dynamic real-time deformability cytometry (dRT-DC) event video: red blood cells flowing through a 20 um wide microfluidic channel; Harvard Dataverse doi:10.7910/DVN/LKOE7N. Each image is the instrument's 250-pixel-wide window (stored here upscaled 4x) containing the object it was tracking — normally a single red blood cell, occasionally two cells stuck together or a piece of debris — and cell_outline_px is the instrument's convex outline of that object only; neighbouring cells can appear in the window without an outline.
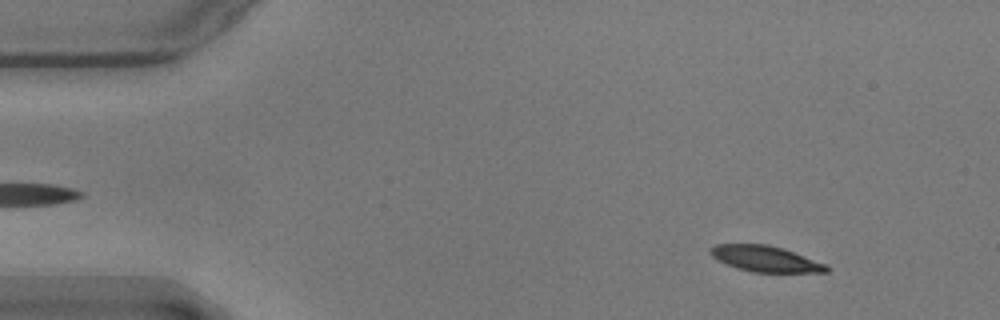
{"species": "common noctule bat (a hibernating species)", "species_latin": "Nyctalus noctula", "temperature_condition": "warm", "stored_images_in_passage": 14, "camera_frame_rate_fps": 3000, "um_per_image_px": 0.085, "animal": {"sex": "male", "body_mass_g": 17.9}, "frame": {"image": 1, "passage_image": 6, "time_ms": 1.667, "image_size_px": [1000, 320], "cell_outline_px": [[828, 272], [752, 272], [736, 268], [712, 256], [712, 248], [716, 244], [768, 244], [828, 264]], "centroid_in_image_um": [65.1, 22.0], "position_along_channel_um": 19.9, "area_um2": 17.11}}